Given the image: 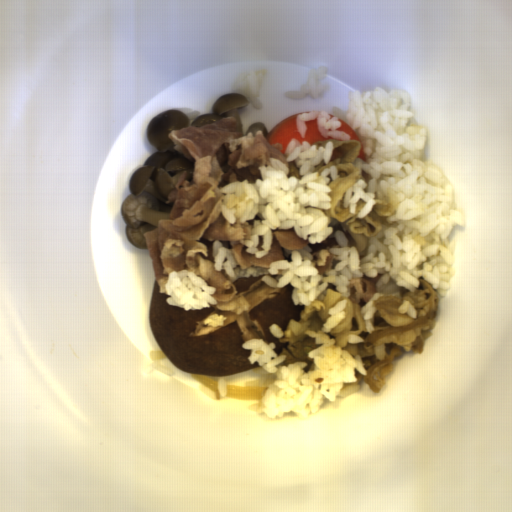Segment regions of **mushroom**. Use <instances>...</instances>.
I'll use <instances>...</instances> for the list:
<instances>
[{"label": "mushroom", "mask_w": 512, "mask_h": 512, "mask_svg": "<svg viewBox=\"0 0 512 512\" xmlns=\"http://www.w3.org/2000/svg\"><path fill=\"white\" fill-rule=\"evenodd\" d=\"M265 275V274H264ZM239 277L233 284L250 303L240 315L213 307L193 310L170 306L167 293L154 280L149 304L150 329L165 357L181 371L202 376H227L259 367L250 363L252 349L241 344L262 339L277 356L287 349L280 342L292 319L301 321L305 305H295L294 286L272 288L263 276Z\"/></svg>", "instance_id": "obj_1"}]
</instances>
